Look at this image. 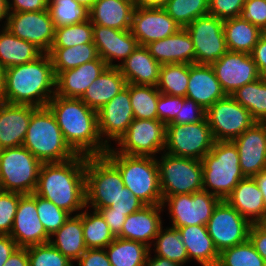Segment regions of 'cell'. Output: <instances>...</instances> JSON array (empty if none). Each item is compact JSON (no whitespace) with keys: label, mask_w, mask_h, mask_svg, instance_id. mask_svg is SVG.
I'll return each mask as SVG.
<instances>
[{"label":"cell","mask_w":266,"mask_h":266,"mask_svg":"<svg viewBox=\"0 0 266 266\" xmlns=\"http://www.w3.org/2000/svg\"><path fill=\"white\" fill-rule=\"evenodd\" d=\"M47 107L55 116L65 141L77 155L100 156L107 152L109 147L100 137L96 110L81 99L56 94Z\"/></svg>","instance_id":"1"},{"label":"cell","mask_w":266,"mask_h":266,"mask_svg":"<svg viewBox=\"0 0 266 266\" xmlns=\"http://www.w3.org/2000/svg\"><path fill=\"white\" fill-rule=\"evenodd\" d=\"M86 156L65 162L42 163L34 194L53 202L70 215L86 209Z\"/></svg>","instance_id":"2"},{"label":"cell","mask_w":266,"mask_h":266,"mask_svg":"<svg viewBox=\"0 0 266 266\" xmlns=\"http://www.w3.org/2000/svg\"><path fill=\"white\" fill-rule=\"evenodd\" d=\"M55 92L56 75L48 53L5 69V103L46 107Z\"/></svg>","instance_id":"3"},{"label":"cell","mask_w":266,"mask_h":266,"mask_svg":"<svg viewBox=\"0 0 266 266\" xmlns=\"http://www.w3.org/2000/svg\"><path fill=\"white\" fill-rule=\"evenodd\" d=\"M23 146L41 163L65 162L77 156L47 106L37 107L32 112Z\"/></svg>","instance_id":"4"},{"label":"cell","mask_w":266,"mask_h":266,"mask_svg":"<svg viewBox=\"0 0 266 266\" xmlns=\"http://www.w3.org/2000/svg\"><path fill=\"white\" fill-rule=\"evenodd\" d=\"M120 171L125 187L145 205H160V189L156 158L117 153L111 146L104 154Z\"/></svg>","instance_id":"5"},{"label":"cell","mask_w":266,"mask_h":266,"mask_svg":"<svg viewBox=\"0 0 266 266\" xmlns=\"http://www.w3.org/2000/svg\"><path fill=\"white\" fill-rule=\"evenodd\" d=\"M201 162L203 190L221 200L245 178L240 168L238 149L232 141H215L211 151L201 159Z\"/></svg>","instance_id":"6"},{"label":"cell","mask_w":266,"mask_h":266,"mask_svg":"<svg viewBox=\"0 0 266 266\" xmlns=\"http://www.w3.org/2000/svg\"><path fill=\"white\" fill-rule=\"evenodd\" d=\"M41 165L24 146L0 149V190L34 193Z\"/></svg>","instance_id":"7"},{"label":"cell","mask_w":266,"mask_h":266,"mask_svg":"<svg viewBox=\"0 0 266 266\" xmlns=\"http://www.w3.org/2000/svg\"><path fill=\"white\" fill-rule=\"evenodd\" d=\"M86 207H109L125 187L119 169L105 156L86 157Z\"/></svg>","instance_id":"8"},{"label":"cell","mask_w":266,"mask_h":266,"mask_svg":"<svg viewBox=\"0 0 266 266\" xmlns=\"http://www.w3.org/2000/svg\"><path fill=\"white\" fill-rule=\"evenodd\" d=\"M156 161L163 197L193 194L203 190L201 160L176 157L163 152L160 160Z\"/></svg>","instance_id":"9"},{"label":"cell","mask_w":266,"mask_h":266,"mask_svg":"<svg viewBox=\"0 0 266 266\" xmlns=\"http://www.w3.org/2000/svg\"><path fill=\"white\" fill-rule=\"evenodd\" d=\"M214 142L206 117L198 123L168 124L164 153L201 160L211 151Z\"/></svg>","instance_id":"10"},{"label":"cell","mask_w":266,"mask_h":266,"mask_svg":"<svg viewBox=\"0 0 266 266\" xmlns=\"http://www.w3.org/2000/svg\"><path fill=\"white\" fill-rule=\"evenodd\" d=\"M206 119L215 141H232L256 123L251 113L230 95L211 105Z\"/></svg>","instance_id":"11"},{"label":"cell","mask_w":266,"mask_h":266,"mask_svg":"<svg viewBox=\"0 0 266 266\" xmlns=\"http://www.w3.org/2000/svg\"><path fill=\"white\" fill-rule=\"evenodd\" d=\"M221 199L205 190L193 194L163 197L162 206L168 204L173 228L207 225L213 210Z\"/></svg>","instance_id":"12"},{"label":"cell","mask_w":266,"mask_h":266,"mask_svg":"<svg viewBox=\"0 0 266 266\" xmlns=\"http://www.w3.org/2000/svg\"><path fill=\"white\" fill-rule=\"evenodd\" d=\"M252 223L225 199L220 200L208 220L207 230L218 252L248 240Z\"/></svg>","instance_id":"13"},{"label":"cell","mask_w":266,"mask_h":266,"mask_svg":"<svg viewBox=\"0 0 266 266\" xmlns=\"http://www.w3.org/2000/svg\"><path fill=\"white\" fill-rule=\"evenodd\" d=\"M117 142L120 146L115 148L117 153L155 158V154L165 149L166 125L159 120L134 118Z\"/></svg>","instance_id":"14"},{"label":"cell","mask_w":266,"mask_h":266,"mask_svg":"<svg viewBox=\"0 0 266 266\" xmlns=\"http://www.w3.org/2000/svg\"><path fill=\"white\" fill-rule=\"evenodd\" d=\"M223 22L214 15L206 14L186 27L195 48V64L211 65L228 51Z\"/></svg>","instance_id":"15"},{"label":"cell","mask_w":266,"mask_h":266,"mask_svg":"<svg viewBox=\"0 0 266 266\" xmlns=\"http://www.w3.org/2000/svg\"><path fill=\"white\" fill-rule=\"evenodd\" d=\"M6 23V24H5ZM4 26L15 36L48 53L54 41L55 26L49 10L8 12Z\"/></svg>","instance_id":"16"},{"label":"cell","mask_w":266,"mask_h":266,"mask_svg":"<svg viewBox=\"0 0 266 266\" xmlns=\"http://www.w3.org/2000/svg\"><path fill=\"white\" fill-rule=\"evenodd\" d=\"M226 95H232L245 84L261 77L251 54L227 51L211 64Z\"/></svg>","instance_id":"17"},{"label":"cell","mask_w":266,"mask_h":266,"mask_svg":"<svg viewBox=\"0 0 266 266\" xmlns=\"http://www.w3.org/2000/svg\"><path fill=\"white\" fill-rule=\"evenodd\" d=\"M97 118L101 139L108 147H110L109 141L112 139L117 143L134 119L129 96V83L112 100L97 111ZM103 136H106V140L103 139Z\"/></svg>","instance_id":"18"},{"label":"cell","mask_w":266,"mask_h":266,"mask_svg":"<svg viewBox=\"0 0 266 266\" xmlns=\"http://www.w3.org/2000/svg\"><path fill=\"white\" fill-rule=\"evenodd\" d=\"M10 237L22 248L50 241L51 237L38 218L36 194L23 195L19 199Z\"/></svg>","instance_id":"19"},{"label":"cell","mask_w":266,"mask_h":266,"mask_svg":"<svg viewBox=\"0 0 266 266\" xmlns=\"http://www.w3.org/2000/svg\"><path fill=\"white\" fill-rule=\"evenodd\" d=\"M181 27L164 9L135 8L131 33L140 46L175 34Z\"/></svg>","instance_id":"20"},{"label":"cell","mask_w":266,"mask_h":266,"mask_svg":"<svg viewBox=\"0 0 266 266\" xmlns=\"http://www.w3.org/2000/svg\"><path fill=\"white\" fill-rule=\"evenodd\" d=\"M232 142L238 149L245 177H254L266 169V122H256Z\"/></svg>","instance_id":"21"},{"label":"cell","mask_w":266,"mask_h":266,"mask_svg":"<svg viewBox=\"0 0 266 266\" xmlns=\"http://www.w3.org/2000/svg\"><path fill=\"white\" fill-rule=\"evenodd\" d=\"M93 44L108 67H117L112 63L114 59H121L122 63L139 46L131 30H117L97 24H93Z\"/></svg>","instance_id":"22"},{"label":"cell","mask_w":266,"mask_h":266,"mask_svg":"<svg viewBox=\"0 0 266 266\" xmlns=\"http://www.w3.org/2000/svg\"><path fill=\"white\" fill-rule=\"evenodd\" d=\"M32 105L0 103V149L23 146Z\"/></svg>","instance_id":"23"},{"label":"cell","mask_w":266,"mask_h":266,"mask_svg":"<svg viewBox=\"0 0 266 266\" xmlns=\"http://www.w3.org/2000/svg\"><path fill=\"white\" fill-rule=\"evenodd\" d=\"M145 47L161 65L195 64V48L186 28H180L175 34L151 42Z\"/></svg>","instance_id":"24"},{"label":"cell","mask_w":266,"mask_h":266,"mask_svg":"<svg viewBox=\"0 0 266 266\" xmlns=\"http://www.w3.org/2000/svg\"><path fill=\"white\" fill-rule=\"evenodd\" d=\"M99 56L96 60L84 63L74 69L61 71L56 75L55 94L65 98L80 99L87 88L107 68Z\"/></svg>","instance_id":"25"},{"label":"cell","mask_w":266,"mask_h":266,"mask_svg":"<svg viewBox=\"0 0 266 266\" xmlns=\"http://www.w3.org/2000/svg\"><path fill=\"white\" fill-rule=\"evenodd\" d=\"M187 87L186 97L194 100L205 111L226 96L211 65L189 64Z\"/></svg>","instance_id":"26"},{"label":"cell","mask_w":266,"mask_h":266,"mask_svg":"<svg viewBox=\"0 0 266 266\" xmlns=\"http://www.w3.org/2000/svg\"><path fill=\"white\" fill-rule=\"evenodd\" d=\"M160 205H144L139 211L126 217L121 233L117 236L122 239L139 241L151 248L162 226ZM150 242V243H149Z\"/></svg>","instance_id":"27"},{"label":"cell","mask_w":266,"mask_h":266,"mask_svg":"<svg viewBox=\"0 0 266 266\" xmlns=\"http://www.w3.org/2000/svg\"><path fill=\"white\" fill-rule=\"evenodd\" d=\"M126 83L155 86L159 80L161 64L145 46H138L122 63L117 64Z\"/></svg>","instance_id":"28"},{"label":"cell","mask_w":266,"mask_h":266,"mask_svg":"<svg viewBox=\"0 0 266 266\" xmlns=\"http://www.w3.org/2000/svg\"><path fill=\"white\" fill-rule=\"evenodd\" d=\"M134 9L133 0H96L89 10V20L103 27L130 30Z\"/></svg>","instance_id":"29"},{"label":"cell","mask_w":266,"mask_h":266,"mask_svg":"<svg viewBox=\"0 0 266 266\" xmlns=\"http://www.w3.org/2000/svg\"><path fill=\"white\" fill-rule=\"evenodd\" d=\"M225 200L251 223L264 218L263 195L253 177L242 179Z\"/></svg>","instance_id":"30"},{"label":"cell","mask_w":266,"mask_h":266,"mask_svg":"<svg viewBox=\"0 0 266 266\" xmlns=\"http://www.w3.org/2000/svg\"><path fill=\"white\" fill-rule=\"evenodd\" d=\"M177 229L186 247L189 261L193 258L201 266H217L219 252L208 234L206 225H190Z\"/></svg>","instance_id":"31"},{"label":"cell","mask_w":266,"mask_h":266,"mask_svg":"<svg viewBox=\"0 0 266 266\" xmlns=\"http://www.w3.org/2000/svg\"><path fill=\"white\" fill-rule=\"evenodd\" d=\"M125 77L118 67H107L80 98L88 107L98 111L126 87Z\"/></svg>","instance_id":"32"},{"label":"cell","mask_w":266,"mask_h":266,"mask_svg":"<svg viewBox=\"0 0 266 266\" xmlns=\"http://www.w3.org/2000/svg\"><path fill=\"white\" fill-rule=\"evenodd\" d=\"M51 236L50 243L70 261H77L87 250L83 237L82 211L70 217Z\"/></svg>","instance_id":"33"},{"label":"cell","mask_w":266,"mask_h":266,"mask_svg":"<svg viewBox=\"0 0 266 266\" xmlns=\"http://www.w3.org/2000/svg\"><path fill=\"white\" fill-rule=\"evenodd\" d=\"M42 54L33 43L18 38L3 26L0 31V65L4 69L34 61Z\"/></svg>","instance_id":"34"},{"label":"cell","mask_w":266,"mask_h":266,"mask_svg":"<svg viewBox=\"0 0 266 266\" xmlns=\"http://www.w3.org/2000/svg\"><path fill=\"white\" fill-rule=\"evenodd\" d=\"M226 46L229 51L251 54L262 31L242 16L223 22Z\"/></svg>","instance_id":"35"},{"label":"cell","mask_w":266,"mask_h":266,"mask_svg":"<svg viewBox=\"0 0 266 266\" xmlns=\"http://www.w3.org/2000/svg\"><path fill=\"white\" fill-rule=\"evenodd\" d=\"M112 266H145L150 247L146 244L116 237L106 248Z\"/></svg>","instance_id":"36"},{"label":"cell","mask_w":266,"mask_h":266,"mask_svg":"<svg viewBox=\"0 0 266 266\" xmlns=\"http://www.w3.org/2000/svg\"><path fill=\"white\" fill-rule=\"evenodd\" d=\"M48 54L51 57L55 75L61 71L74 69L99 57L93 43H84L72 47H51Z\"/></svg>","instance_id":"37"},{"label":"cell","mask_w":266,"mask_h":266,"mask_svg":"<svg viewBox=\"0 0 266 266\" xmlns=\"http://www.w3.org/2000/svg\"><path fill=\"white\" fill-rule=\"evenodd\" d=\"M246 108L256 122H266V78L245 84L231 95Z\"/></svg>","instance_id":"38"},{"label":"cell","mask_w":266,"mask_h":266,"mask_svg":"<svg viewBox=\"0 0 266 266\" xmlns=\"http://www.w3.org/2000/svg\"><path fill=\"white\" fill-rule=\"evenodd\" d=\"M82 212L83 237L87 249L106 248L116 237L96 210Z\"/></svg>","instance_id":"39"},{"label":"cell","mask_w":266,"mask_h":266,"mask_svg":"<svg viewBox=\"0 0 266 266\" xmlns=\"http://www.w3.org/2000/svg\"><path fill=\"white\" fill-rule=\"evenodd\" d=\"M160 92L155 86L129 83V96L135 119L158 120L157 101Z\"/></svg>","instance_id":"40"},{"label":"cell","mask_w":266,"mask_h":266,"mask_svg":"<svg viewBox=\"0 0 266 266\" xmlns=\"http://www.w3.org/2000/svg\"><path fill=\"white\" fill-rule=\"evenodd\" d=\"M189 81V64L161 65L156 88L160 93L186 97Z\"/></svg>","instance_id":"41"},{"label":"cell","mask_w":266,"mask_h":266,"mask_svg":"<svg viewBox=\"0 0 266 266\" xmlns=\"http://www.w3.org/2000/svg\"><path fill=\"white\" fill-rule=\"evenodd\" d=\"M161 227L159 233L155 237L156 240L154 247L155 256L167 258L172 262L184 265L189 261L186 247L182 242L178 229L169 227L164 230Z\"/></svg>","instance_id":"42"},{"label":"cell","mask_w":266,"mask_h":266,"mask_svg":"<svg viewBox=\"0 0 266 266\" xmlns=\"http://www.w3.org/2000/svg\"><path fill=\"white\" fill-rule=\"evenodd\" d=\"M164 10L186 28L196 18L209 14V0H168Z\"/></svg>","instance_id":"43"},{"label":"cell","mask_w":266,"mask_h":266,"mask_svg":"<svg viewBox=\"0 0 266 266\" xmlns=\"http://www.w3.org/2000/svg\"><path fill=\"white\" fill-rule=\"evenodd\" d=\"M48 10L55 27L77 24L89 19V10L76 0H49Z\"/></svg>","instance_id":"44"},{"label":"cell","mask_w":266,"mask_h":266,"mask_svg":"<svg viewBox=\"0 0 266 266\" xmlns=\"http://www.w3.org/2000/svg\"><path fill=\"white\" fill-rule=\"evenodd\" d=\"M217 266H266V262L248 239L241 244L222 250L219 253Z\"/></svg>","instance_id":"45"},{"label":"cell","mask_w":266,"mask_h":266,"mask_svg":"<svg viewBox=\"0 0 266 266\" xmlns=\"http://www.w3.org/2000/svg\"><path fill=\"white\" fill-rule=\"evenodd\" d=\"M84 43H93V24L86 21L55 27L52 47H72Z\"/></svg>","instance_id":"46"},{"label":"cell","mask_w":266,"mask_h":266,"mask_svg":"<svg viewBox=\"0 0 266 266\" xmlns=\"http://www.w3.org/2000/svg\"><path fill=\"white\" fill-rule=\"evenodd\" d=\"M29 266H74L50 242L27 247Z\"/></svg>","instance_id":"47"},{"label":"cell","mask_w":266,"mask_h":266,"mask_svg":"<svg viewBox=\"0 0 266 266\" xmlns=\"http://www.w3.org/2000/svg\"><path fill=\"white\" fill-rule=\"evenodd\" d=\"M38 218L44 226L46 233L51 237L70 217L65 210L57 207L53 202L36 195Z\"/></svg>","instance_id":"48"},{"label":"cell","mask_w":266,"mask_h":266,"mask_svg":"<svg viewBox=\"0 0 266 266\" xmlns=\"http://www.w3.org/2000/svg\"><path fill=\"white\" fill-rule=\"evenodd\" d=\"M22 194L0 190V235H10Z\"/></svg>","instance_id":"49"},{"label":"cell","mask_w":266,"mask_h":266,"mask_svg":"<svg viewBox=\"0 0 266 266\" xmlns=\"http://www.w3.org/2000/svg\"><path fill=\"white\" fill-rule=\"evenodd\" d=\"M246 0H209V14L226 20L241 16Z\"/></svg>","instance_id":"50"},{"label":"cell","mask_w":266,"mask_h":266,"mask_svg":"<svg viewBox=\"0 0 266 266\" xmlns=\"http://www.w3.org/2000/svg\"><path fill=\"white\" fill-rule=\"evenodd\" d=\"M183 98L184 97L160 93L157 101L158 120L168 125L172 123L176 117H179L180 101Z\"/></svg>","instance_id":"51"},{"label":"cell","mask_w":266,"mask_h":266,"mask_svg":"<svg viewBox=\"0 0 266 266\" xmlns=\"http://www.w3.org/2000/svg\"><path fill=\"white\" fill-rule=\"evenodd\" d=\"M241 16L266 32V0H246Z\"/></svg>","instance_id":"52"},{"label":"cell","mask_w":266,"mask_h":266,"mask_svg":"<svg viewBox=\"0 0 266 266\" xmlns=\"http://www.w3.org/2000/svg\"><path fill=\"white\" fill-rule=\"evenodd\" d=\"M206 117V111L194 100L184 97L180 101L179 117L169 124H188L201 122Z\"/></svg>","instance_id":"53"},{"label":"cell","mask_w":266,"mask_h":266,"mask_svg":"<svg viewBox=\"0 0 266 266\" xmlns=\"http://www.w3.org/2000/svg\"><path fill=\"white\" fill-rule=\"evenodd\" d=\"M144 205L145 204L139 198L124 187L118 199L109 207L112 208V212L124 213L128 216L139 211Z\"/></svg>","instance_id":"54"},{"label":"cell","mask_w":266,"mask_h":266,"mask_svg":"<svg viewBox=\"0 0 266 266\" xmlns=\"http://www.w3.org/2000/svg\"><path fill=\"white\" fill-rule=\"evenodd\" d=\"M77 262L79 266H112L105 248L87 249Z\"/></svg>","instance_id":"55"},{"label":"cell","mask_w":266,"mask_h":266,"mask_svg":"<svg viewBox=\"0 0 266 266\" xmlns=\"http://www.w3.org/2000/svg\"><path fill=\"white\" fill-rule=\"evenodd\" d=\"M7 0L8 12H37L48 9L49 0Z\"/></svg>","instance_id":"56"},{"label":"cell","mask_w":266,"mask_h":266,"mask_svg":"<svg viewBox=\"0 0 266 266\" xmlns=\"http://www.w3.org/2000/svg\"><path fill=\"white\" fill-rule=\"evenodd\" d=\"M248 239L253 244L258 254L266 262V229H264L259 223H252Z\"/></svg>","instance_id":"57"},{"label":"cell","mask_w":266,"mask_h":266,"mask_svg":"<svg viewBox=\"0 0 266 266\" xmlns=\"http://www.w3.org/2000/svg\"><path fill=\"white\" fill-rule=\"evenodd\" d=\"M97 211L103 216L114 236L117 237L122 231L127 216L124 213L112 212L110 207L100 208Z\"/></svg>","instance_id":"58"},{"label":"cell","mask_w":266,"mask_h":266,"mask_svg":"<svg viewBox=\"0 0 266 266\" xmlns=\"http://www.w3.org/2000/svg\"><path fill=\"white\" fill-rule=\"evenodd\" d=\"M251 56L257 65L261 77L266 78V32H262Z\"/></svg>","instance_id":"59"},{"label":"cell","mask_w":266,"mask_h":266,"mask_svg":"<svg viewBox=\"0 0 266 266\" xmlns=\"http://www.w3.org/2000/svg\"><path fill=\"white\" fill-rule=\"evenodd\" d=\"M17 248L16 242L10 235H0V266H4L5 262Z\"/></svg>","instance_id":"60"},{"label":"cell","mask_w":266,"mask_h":266,"mask_svg":"<svg viewBox=\"0 0 266 266\" xmlns=\"http://www.w3.org/2000/svg\"><path fill=\"white\" fill-rule=\"evenodd\" d=\"M4 266H29L27 247H18L5 262Z\"/></svg>","instance_id":"61"},{"label":"cell","mask_w":266,"mask_h":266,"mask_svg":"<svg viewBox=\"0 0 266 266\" xmlns=\"http://www.w3.org/2000/svg\"><path fill=\"white\" fill-rule=\"evenodd\" d=\"M168 0H133L135 8L164 9Z\"/></svg>","instance_id":"62"},{"label":"cell","mask_w":266,"mask_h":266,"mask_svg":"<svg viewBox=\"0 0 266 266\" xmlns=\"http://www.w3.org/2000/svg\"><path fill=\"white\" fill-rule=\"evenodd\" d=\"M151 254L149 252L145 266H182L179 263L172 262L167 258H163L160 256H155L154 258H150Z\"/></svg>","instance_id":"63"},{"label":"cell","mask_w":266,"mask_h":266,"mask_svg":"<svg viewBox=\"0 0 266 266\" xmlns=\"http://www.w3.org/2000/svg\"><path fill=\"white\" fill-rule=\"evenodd\" d=\"M263 195L264 216H266V169L253 177Z\"/></svg>","instance_id":"64"},{"label":"cell","mask_w":266,"mask_h":266,"mask_svg":"<svg viewBox=\"0 0 266 266\" xmlns=\"http://www.w3.org/2000/svg\"><path fill=\"white\" fill-rule=\"evenodd\" d=\"M0 103H5V69L0 65Z\"/></svg>","instance_id":"65"},{"label":"cell","mask_w":266,"mask_h":266,"mask_svg":"<svg viewBox=\"0 0 266 266\" xmlns=\"http://www.w3.org/2000/svg\"><path fill=\"white\" fill-rule=\"evenodd\" d=\"M8 15V7H7V0H0V21L4 18L7 19Z\"/></svg>","instance_id":"66"},{"label":"cell","mask_w":266,"mask_h":266,"mask_svg":"<svg viewBox=\"0 0 266 266\" xmlns=\"http://www.w3.org/2000/svg\"><path fill=\"white\" fill-rule=\"evenodd\" d=\"M80 5L84 6L86 9L90 10L96 0H76Z\"/></svg>","instance_id":"67"},{"label":"cell","mask_w":266,"mask_h":266,"mask_svg":"<svg viewBox=\"0 0 266 266\" xmlns=\"http://www.w3.org/2000/svg\"><path fill=\"white\" fill-rule=\"evenodd\" d=\"M259 224L266 229V216H264V218L259 222Z\"/></svg>","instance_id":"68"}]
</instances>
